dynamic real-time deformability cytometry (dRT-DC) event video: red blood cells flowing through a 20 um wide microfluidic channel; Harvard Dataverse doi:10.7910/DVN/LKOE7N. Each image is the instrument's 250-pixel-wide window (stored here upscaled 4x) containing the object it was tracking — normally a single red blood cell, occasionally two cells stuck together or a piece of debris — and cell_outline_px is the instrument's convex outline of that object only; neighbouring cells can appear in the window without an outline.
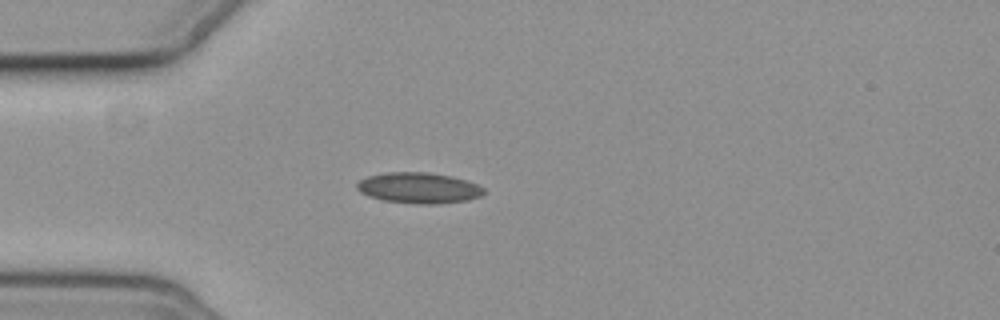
{"species": "common noctule bat (a hibernating species)", "species_latin": "Nyctalus noctula", "temperature_condition": "cold", "stored_images_in_passage": 1, "camera_frame_rate_fps": 3000, "um_per_image_px": 0.085, "animal": {"sex": "female", "body_mass_g": 19.3, "forearm_length_mm": 54.1}, "frame": {"image": 1, "passage_image": 1, "time_ms": 0.0, "image_size_px": [1000, 320], "cell_outline_px": [[484, 192], [480, 196], [468, 200], [436, 204], [420, 204], [384, 200], [368, 196], [360, 192], [356, 188], [356, 184], [360, 180], [368, 176], [384, 172], [428, 172], [452, 176], [468, 180], [484, 188]], "centroid_in_image_um": [35.59, 15.96], "position_along_channel_um": 49.4, "area_um2": 22.83}}